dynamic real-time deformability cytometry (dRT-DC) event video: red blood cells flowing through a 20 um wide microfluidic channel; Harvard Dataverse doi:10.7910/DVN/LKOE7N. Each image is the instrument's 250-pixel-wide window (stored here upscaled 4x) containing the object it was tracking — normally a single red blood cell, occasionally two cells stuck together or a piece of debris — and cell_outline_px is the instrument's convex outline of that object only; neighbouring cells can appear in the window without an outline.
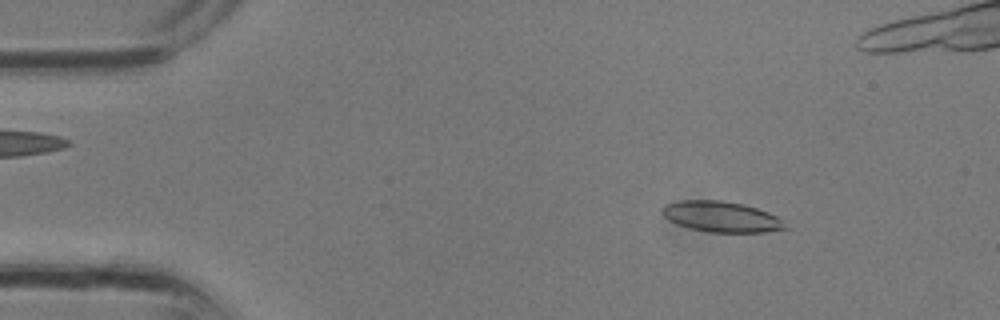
{"species": "common noctule bat (a hibernating species)", "species_latin": "Nyctalus noctula", "temperature_condition": "room temperature", "stored_images_in_passage": 13, "camera_frame_rate_fps": 3000, "um_per_image_px": 0.085, "animal": {"sex": "male", "body_mass_g": 13.3}, "frame": {"image": 1, "passage_image": 4, "time_ms": 1.0, "image_size_px": [1000, 320], "cell_outline_px": [[788, 228], [764, 232], [708, 232], [676, 224], [668, 220], [664, 216], [660, 208], [664, 204], [680, 200], [720, 200], [744, 204], [768, 212], [776, 216]], "centroid_in_image_um": [61.25, 18.41], "position_along_channel_um": 23.7, "area_um2": 21.91}}
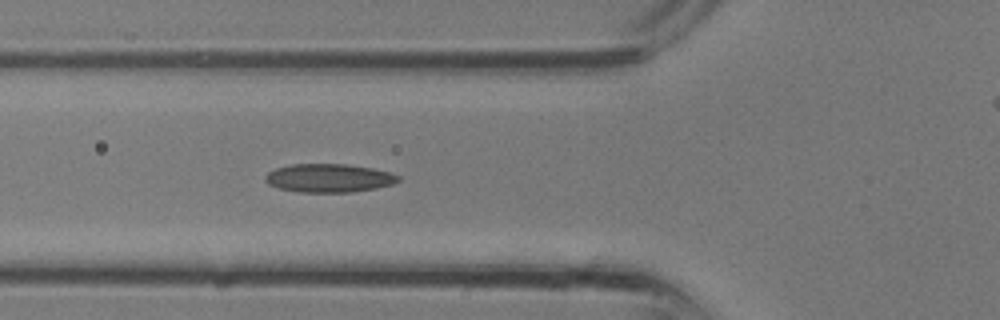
{"frame": {"image": 2, "passage_image": 11, "time_ms": 3.333, "image_size_px": [1000, 320], "cell_outline_px": [[400, 180], [392, 184], [376, 188], [352, 192], [300, 192], [280, 188], [268, 184], [264, 180], [264, 176], [268, 172], [276, 168], [292, 164], [348, 164], [372, 168], [392, 172], [400, 176]], "centroid_in_image_um": [27.97, 15.13], "position_along_channel_um": 97.8, "area_um2": 22.14}}
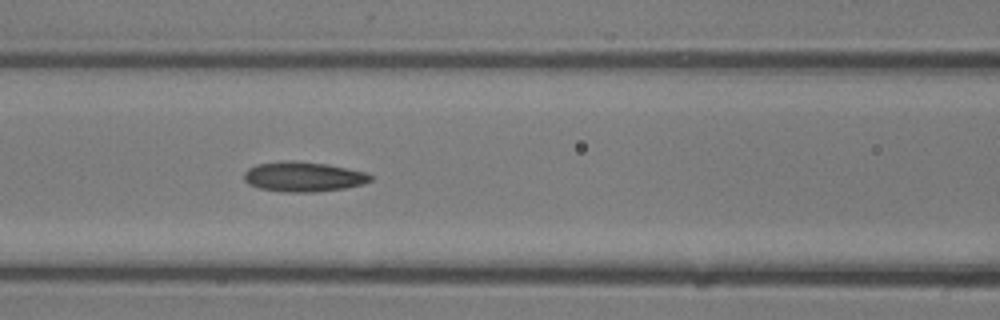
{"frame": {"image": 3, "passage_image": 13, "time_ms": 4.0, "image_size_px": [1000, 320], "cell_outline_px": [[372, 180], [360, 184], [344, 188], [316, 192], [284, 192], [260, 188], [248, 184], [244, 180], [244, 172], [248, 168], [256, 164], [284, 160], [296, 160], [328, 164], [364, 172], [372, 176]], "centroid_in_image_um": [25.73, 15.01], "position_along_channel_um": 140.9, "area_um2": 22.08}}